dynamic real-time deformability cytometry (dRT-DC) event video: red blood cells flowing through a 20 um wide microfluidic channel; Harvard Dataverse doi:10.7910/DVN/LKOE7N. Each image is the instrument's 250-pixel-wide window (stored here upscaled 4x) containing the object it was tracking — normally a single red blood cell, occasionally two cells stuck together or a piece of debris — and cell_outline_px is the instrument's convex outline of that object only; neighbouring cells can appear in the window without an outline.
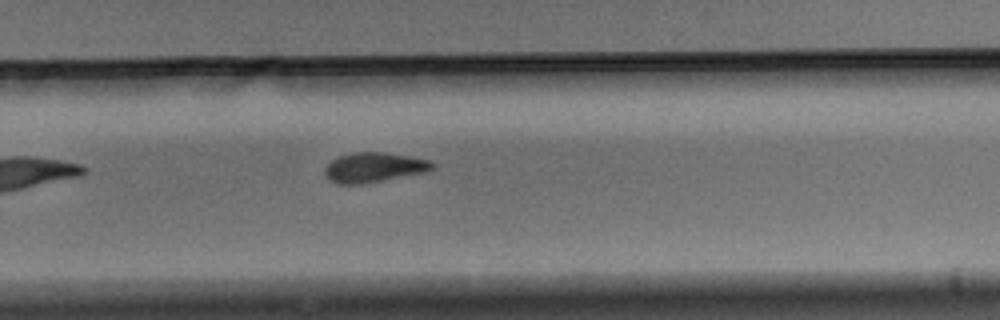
{"species": "Egyptian fruit bat (a non-hibernating species)", "species_latin": "Rousettus aegyptiacus", "temperature_condition": "warm", "stored_images_in_passage": 10, "camera_frame_rate_fps": 3000, "um_per_image_px": 0.085, "animal": {"sex": "male"}, "frame": {"image": 1, "passage_image": 10, "time_ms": 3.0, "image_size_px": [1000, 320], "cell_outline_px": [[432, 168], [424, 172], [360, 184], [336, 184], [328, 180], [324, 172], [324, 168], [332, 160], [340, 156], [356, 152], [384, 152], [412, 156], [428, 160], [432, 164]], "centroid_in_image_um": [31.72, 14.22], "position_along_channel_um": 298.1, "area_um2": 18.38}}